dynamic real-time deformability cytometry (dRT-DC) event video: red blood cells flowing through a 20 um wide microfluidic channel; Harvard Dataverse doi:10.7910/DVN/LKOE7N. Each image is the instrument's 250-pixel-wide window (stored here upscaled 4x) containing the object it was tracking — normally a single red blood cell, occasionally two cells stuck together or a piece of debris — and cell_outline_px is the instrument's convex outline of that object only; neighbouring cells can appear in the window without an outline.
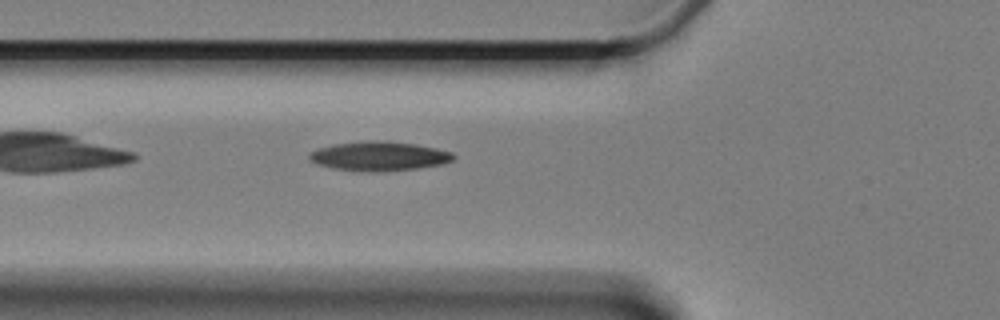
{"species": "Egyptian fruit bat (a non-hibernating species)", "species_latin": "Rousettus aegyptiacus", "temperature_condition": "cold", "stored_images_in_passage": 39, "camera_frame_rate_fps": 3000, "um_per_image_px": 0.085, "animal": {"sex": "female"}, "frame": {"image": 1, "passage_image": 5, "time_ms": 1.333, "image_size_px": [1000, 320], "cell_outline_px": [[456, 156], [452, 160], [444, 164], [416, 168], [380, 172], [376, 172], [336, 168], [316, 164], [308, 160], [308, 152], [316, 148], [332, 144], [360, 140], [384, 140], [416, 144], [436, 148], [452, 152]], "centroid_in_image_um": [32.19, 13.25], "position_along_channel_um": 93.6, "area_um2": 24.91}}
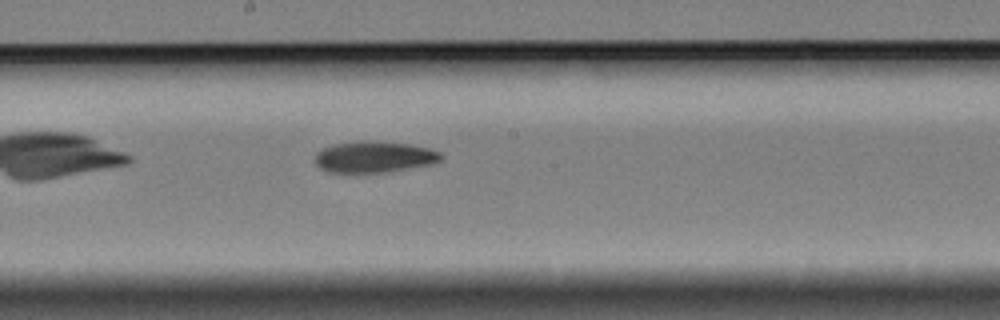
{"frame": {"image": 2, "passage_image": 16, "time_ms": 5.0, "image_size_px": [1000, 320], "cell_outline_px": [[444, 156], [440, 160], [432, 164], [384, 172], [328, 172], [320, 168], [316, 164], [316, 152], [332, 144], [356, 140], [364, 140], [408, 144], [428, 148], [440, 152]], "centroid_in_image_um": [31.79, 13.32], "position_along_channel_um": 216.4, "area_um2": 22.89}}
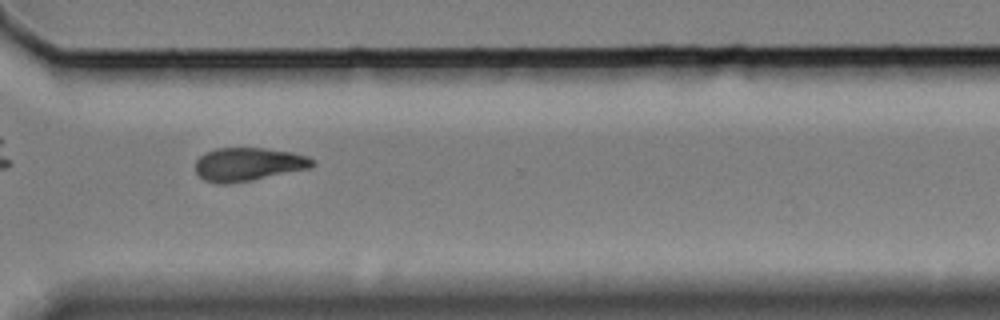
{"frame": {"image": 3, "passage_image": 28, "time_ms": 9.0, "image_size_px": [1000, 320], "cell_outline_px": [[316, 164], [312, 168], [252, 180], [228, 184], [216, 184], [204, 180], [196, 172], [196, 160], [204, 152], [216, 148], [264, 148], [292, 152], [308, 156]], "centroid_in_image_um": [21.11, 13.97], "position_along_channel_um": 349.5, "area_um2": 22.95}}